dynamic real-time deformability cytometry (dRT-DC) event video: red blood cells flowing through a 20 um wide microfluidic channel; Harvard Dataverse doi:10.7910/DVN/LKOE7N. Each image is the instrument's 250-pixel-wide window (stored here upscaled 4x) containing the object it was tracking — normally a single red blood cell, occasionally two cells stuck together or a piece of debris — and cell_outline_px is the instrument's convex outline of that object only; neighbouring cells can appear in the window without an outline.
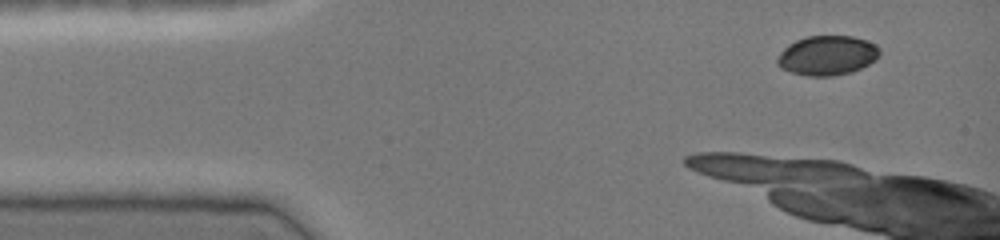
{"species": "common noctule bat (a hibernating species)", "species_latin": "Nyctalus noctula", "temperature_condition": "cold", "stored_images_in_passage": 7, "camera_frame_rate_fps": 3000, "um_per_image_px": 0.085, "animal": {"sex": "female", "body_mass_g": 19.0, "forearm_length_mm": 51.5}, "frame": {"image": 1, "passage_image": 1, "time_ms": 0.0, "image_size_px": [1000, 240], "cell_outline_px": [[880, 56], [876, 60], [852, 72], [832, 76], [808, 76], [792, 72], [780, 68], [776, 64], [776, 60], [780, 52], [788, 44], [796, 40], [808, 36], [852, 36], [876, 44], [880, 48]], "centroid_in_image_um": [70.31, 4.71], "position_along_channel_um": 14.7, "area_um2": 23.7}}